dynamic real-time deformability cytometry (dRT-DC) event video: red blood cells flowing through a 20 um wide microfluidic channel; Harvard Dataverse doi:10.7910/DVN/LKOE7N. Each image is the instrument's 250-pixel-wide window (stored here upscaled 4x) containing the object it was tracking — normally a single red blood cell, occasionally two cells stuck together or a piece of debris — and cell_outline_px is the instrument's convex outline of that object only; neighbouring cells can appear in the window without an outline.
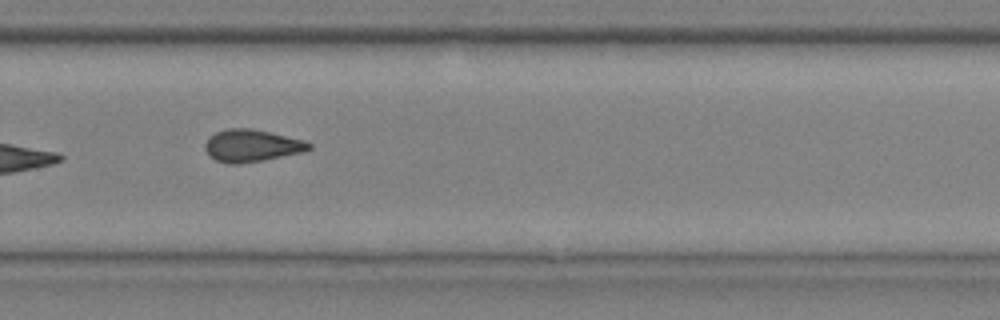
{"species": "common noctule bat (a hibernating species)", "species_latin": "Nyctalus noctula", "temperature_condition": "cold", "stored_images_in_passage": 14, "camera_frame_rate_fps": 3000, "um_per_image_px": 0.085, "animal": {"sex": "male", "body_mass_g": 20.4}, "frame": {"image": 1, "passage_image": 10, "time_ms": 3.0, "image_size_px": [1000, 320], "cell_outline_px": [[312, 148], [304, 152], [264, 160], [236, 164], [228, 164], [216, 160], [204, 148], [204, 144], [208, 136], [216, 132], [228, 128], [252, 128], [304, 140], [312, 144]], "centroid_in_image_um": [21.4, 12.37], "position_along_channel_um": 308.4, "area_um2": 19.59}}